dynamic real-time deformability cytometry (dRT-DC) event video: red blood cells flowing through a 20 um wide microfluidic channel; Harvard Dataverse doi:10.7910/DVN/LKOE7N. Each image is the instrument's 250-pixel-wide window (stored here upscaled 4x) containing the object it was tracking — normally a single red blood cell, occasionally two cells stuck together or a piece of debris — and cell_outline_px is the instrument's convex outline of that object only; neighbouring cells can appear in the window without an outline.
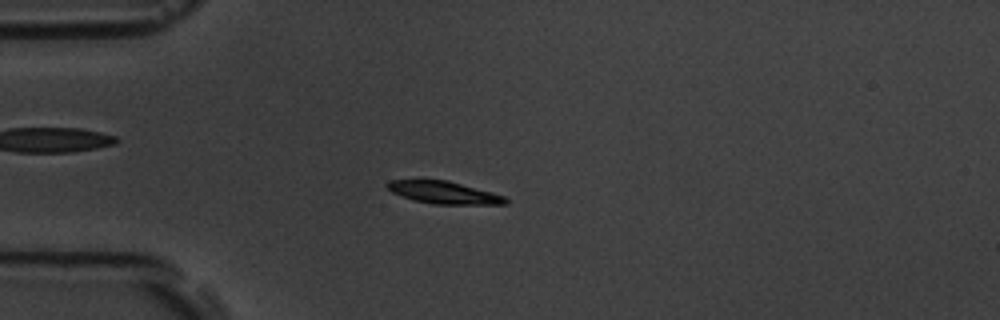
{"species": "common noctule bat (a hibernating species)", "species_latin": "Nyctalus noctula", "temperature_condition": "room temperature", "stored_images_in_passage": 54, "camera_frame_rate_fps": 3000, "um_per_image_px": 0.085, "animal": {"sex": "male", "body_mass_g": 19.5, "forearm_length_mm": 54.6}, "frame": {"image": 1, "passage_image": 14, "time_ms": 4.333, "image_size_px": [1000, 320], "cell_outline_px": [[508, 204], [432, 204], [412, 200], [392, 192], [384, 184], [392, 180], [448, 180], [492, 192], [504, 196], [508, 200]], "centroid_in_image_um": [37.73, 16.37], "position_along_channel_um": 47.3, "area_um2": 15.37}}
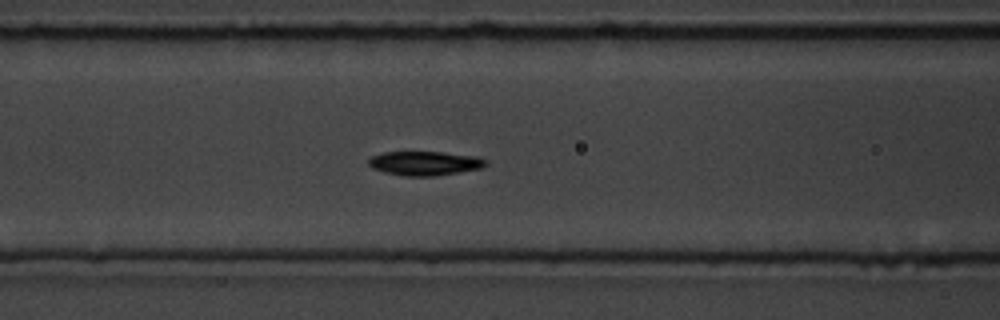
{"frame": {"image": 2, "passage_image": 22, "time_ms": 7.0, "image_size_px": [1000, 320], "cell_outline_px": [[488, 164], [484, 168], [460, 172], [432, 176], [404, 176], [384, 172], [372, 168], [368, 164], [368, 160], [372, 156], [384, 152], [444, 152], [476, 156], [488, 160]], "centroid_in_image_um": [36.15, 13.88], "position_along_channel_um": 130.5, "area_um2": 16.65}}
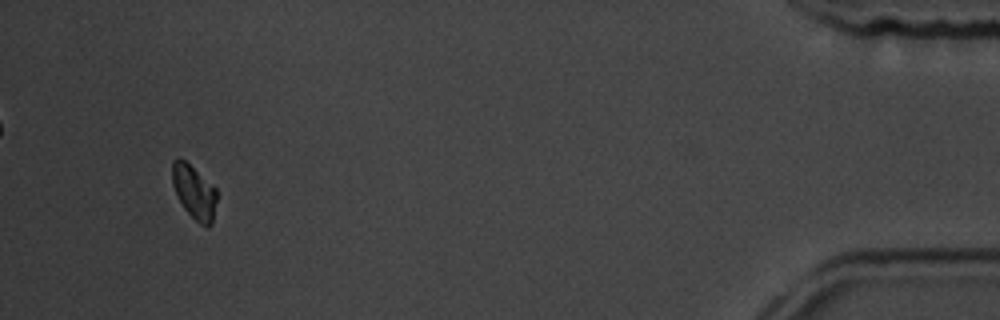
{"frame": {"image": 3, "passage_image": 51, "time_ms": 16.667, "image_size_px": [1000, 320], "cell_outline_px": [[216, 200], [212, 224], [208, 228], [200, 224], [184, 208], [172, 184], [172, 160], [176, 156], [180, 156], [212, 184], [216, 188]], "centroid_in_image_um": [16.49, 16.29], "position_along_channel_um": 418.7, "area_um2": 13.93}, "authors_computed_cell_mechanics": {"area_um2": 15.606, "velocity_mm_per_s": 3.7447, "shape_relaxation_time_tau1_ms": 3.2648, "shape_relaxation_time_tau2_ms": null, "deformation_change_tau1": 0.1314, "deformation_change_tau2": null}}